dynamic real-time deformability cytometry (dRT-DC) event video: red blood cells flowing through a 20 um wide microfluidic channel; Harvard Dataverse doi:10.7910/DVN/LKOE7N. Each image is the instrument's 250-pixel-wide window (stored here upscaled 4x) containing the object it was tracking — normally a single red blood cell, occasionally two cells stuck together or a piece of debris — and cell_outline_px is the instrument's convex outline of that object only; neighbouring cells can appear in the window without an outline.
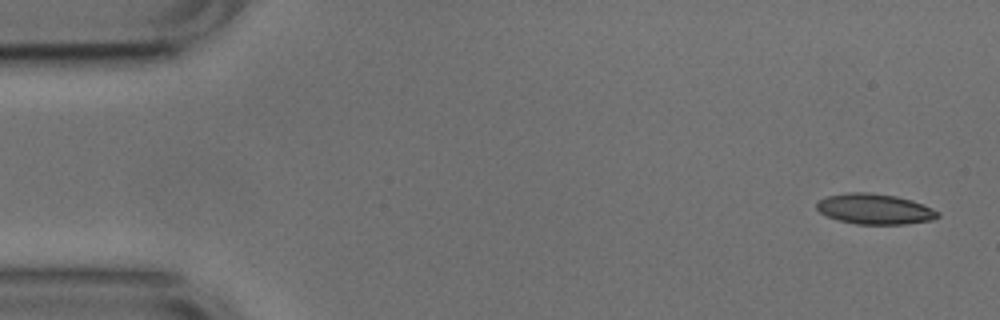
{"species": "common noctule bat (a hibernating species)", "species_latin": "Nyctalus noctula", "temperature_condition": "cold", "stored_images_in_passage": 10, "camera_frame_rate_fps": 3000, "um_per_image_px": 0.085, "animal": {"sex": "male", "body_mass_g": 17.9, "forearm_length_mm": 54.2}, "frame": {"image": 1, "passage_image": 1, "time_ms": 0.0, "image_size_px": [1000, 320], "cell_outline_px": [[940, 216], [932, 220], [904, 224], [856, 224], [840, 220], [828, 216], [820, 212], [816, 208], [816, 204], [820, 200], [828, 196], [848, 192], [868, 192], [896, 196], [912, 200], [932, 208], [940, 212]], "centroid_in_image_um": [74.38, 17.76], "position_along_channel_um": 10.6, "area_um2": 21.39}}